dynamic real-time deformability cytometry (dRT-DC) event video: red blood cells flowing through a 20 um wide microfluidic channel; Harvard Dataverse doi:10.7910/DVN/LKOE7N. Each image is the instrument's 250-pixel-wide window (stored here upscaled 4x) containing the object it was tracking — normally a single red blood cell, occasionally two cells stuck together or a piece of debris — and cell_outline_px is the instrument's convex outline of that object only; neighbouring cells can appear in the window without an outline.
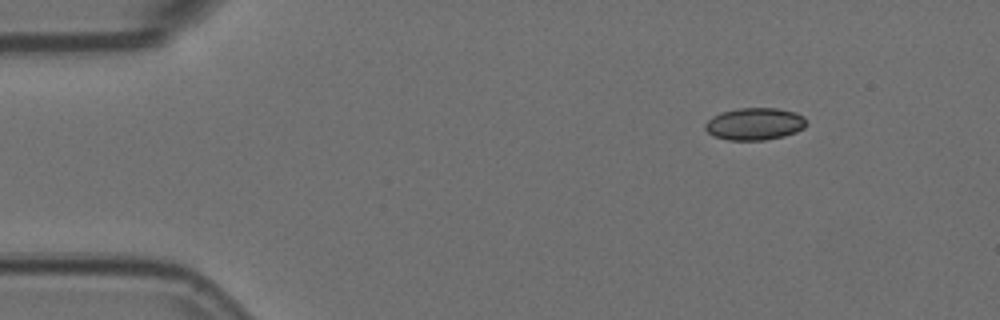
{"species": "Egyptian fruit bat (a non-hibernating species)", "species_latin": "Rousettus aegyptiacus", "temperature_condition": "room temperature", "stored_images_in_passage": 3, "camera_frame_rate_fps": 3000, "um_per_image_px": 0.085, "animal": {"sex": "female"}, "frame": {"image": 1, "passage_image": 1, "time_ms": 0.0, "image_size_px": [1000, 320], "cell_outline_px": [[808, 124], [804, 128], [796, 132], [784, 136], [764, 140], [728, 140], [716, 136], [708, 132], [704, 128], [704, 124], [712, 116], [720, 112], [740, 108], [776, 108], [796, 112], [804, 116], [808, 120]], "centroid_in_image_um": [64.18, 10.52], "position_along_channel_um": 20.8, "area_um2": 19.19}}
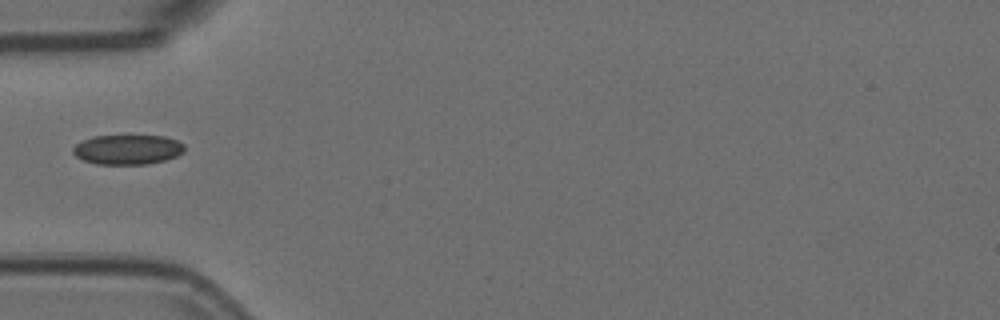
{"frame": {"image": 2, "passage_image": 3, "time_ms": 0.667, "image_size_px": [1000, 320], "cell_outline_px": [[184, 152], [176, 156], [164, 160], [148, 164], [96, 164], [84, 160], [76, 156], [72, 152], [72, 148], [80, 140], [92, 136], [164, 136], [176, 140], [184, 144]], "centroid_in_image_um": [10.82, 12.71], "position_along_channel_um": 74.2, "area_um2": 19.36}}